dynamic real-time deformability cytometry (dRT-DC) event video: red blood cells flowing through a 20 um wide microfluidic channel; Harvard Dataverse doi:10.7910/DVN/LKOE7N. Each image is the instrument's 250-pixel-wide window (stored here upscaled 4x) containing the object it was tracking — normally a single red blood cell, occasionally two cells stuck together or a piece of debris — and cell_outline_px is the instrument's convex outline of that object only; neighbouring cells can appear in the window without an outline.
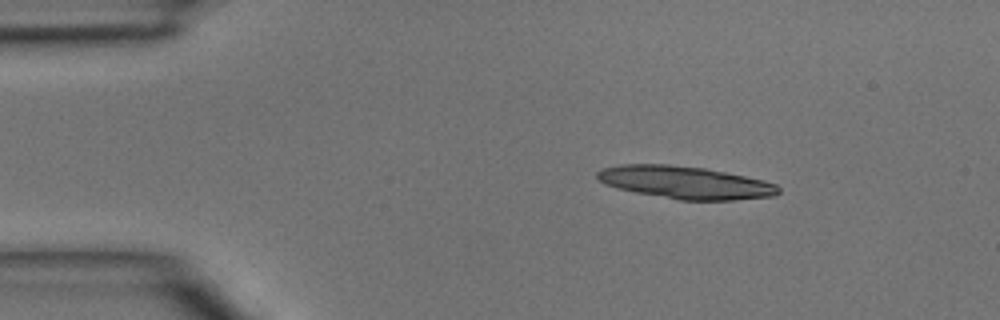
{"species": "common noctule bat (a hibernating species)", "species_latin": "Nyctalus noctula", "temperature_condition": "room temperature", "stored_images_in_passage": 18, "camera_frame_rate_fps": 3000, "um_per_image_px": 0.085, "animal": {"sex": "male", "body_mass_g": 15.6}, "frame": {"image": 1, "passage_image": 6, "time_ms": 1.667, "image_size_px": [1000, 320], "cell_outline_px": [[780, 192], [776, 196], [732, 200], [680, 200], [636, 192], [616, 188], [604, 184], [596, 176], [596, 172], [604, 168], [620, 164], [668, 164], [704, 168], [764, 180], [776, 184], [780, 188]], "centroid_in_image_um": [58.25, 15.51], "position_along_channel_um": 26.7, "area_um2": 34.33}}